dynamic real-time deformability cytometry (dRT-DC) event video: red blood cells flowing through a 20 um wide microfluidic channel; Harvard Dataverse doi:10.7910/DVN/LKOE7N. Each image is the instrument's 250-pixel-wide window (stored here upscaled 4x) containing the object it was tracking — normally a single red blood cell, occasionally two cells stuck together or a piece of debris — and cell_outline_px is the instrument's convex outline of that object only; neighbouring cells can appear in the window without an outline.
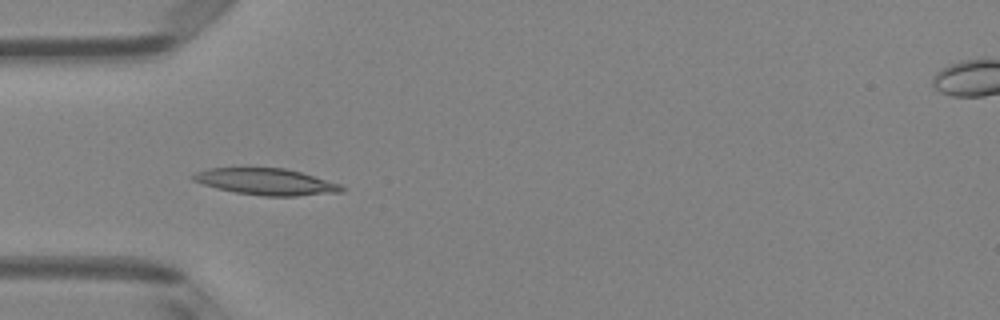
{"species": "Egyptian fruit bat (a non-hibernating species)", "species_latin": "Rousettus aegyptiacus", "temperature_condition": "room temperature", "stored_images_in_passage": 37, "camera_frame_rate_fps": 3000, "um_per_image_px": 0.085, "animal": {"sex": "female"}, "frame": {"image": 1, "passage_image": 2, "time_ms": 0.333, "image_size_px": [1000, 320], "cell_outline_px": [[344, 192], [296, 196], [264, 196], [236, 192], [216, 188], [192, 180], [188, 176], [196, 172], [208, 168], [284, 168], [300, 172], [340, 184], [344, 188]], "centroid_in_image_um": [22.59, 15.45], "position_along_channel_um": 62.4, "area_um2": 22.83}}
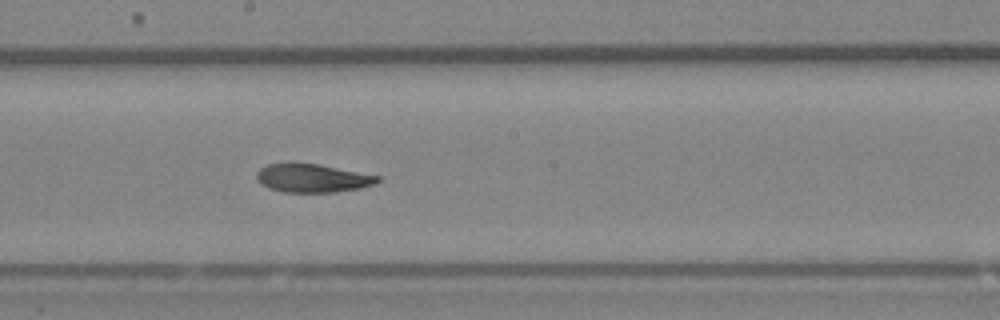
{"frame": {"image": 2, "passage_image": 14, "time_ms": 4.333, "image_size_px": [1000, 320], "cell_outline_px": [[380, 180], [376, 184], [360, 188], [336, 192], [284, 192], [268, 188], [260, 184], [256, 180], [256, 172], [260, 168], [268, 164], [288, 160], [292, 160], [320, 164], [380, 176]], "centroid_in_image_um": [26.5, 15.1], "position_along_channel_um": 221.7, "area_um2": 20.81}}
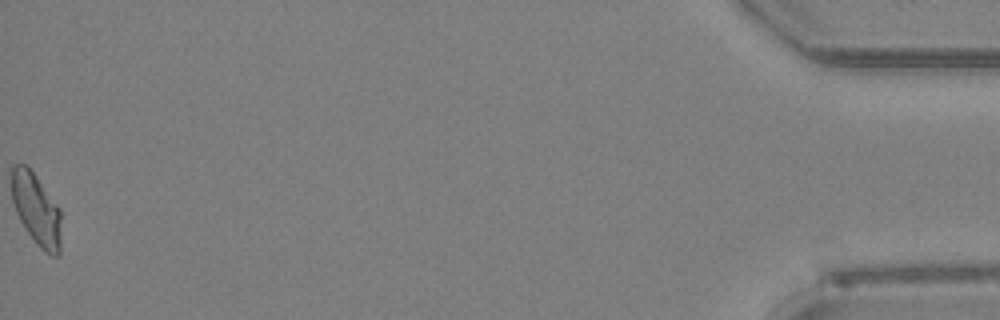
{"frame": {"image": 3, "passage_image": 37, "time_ms": 12.0, "image_size_px": [1000, 320], "cell_outline_px": [[60, 252], [56, 256], [52, 256], [44, 252], [36, 244], [20, 220], [16, 212], [12, 200], [12, 164], [24, 164], [36, 176], [60, 208]], "centroid_in_image_um": [3.09, 17.81], "position_along_channel_um": 432.1, "area_um2": 20.52}, "authors_computed_cell_mechanics": {"area_um2": 21.0392, "velocity_mm_per_s": 4.0364, "shape_relaxation_time_tau1_ms": null, "shape_relaxation_time_tau2_ms": 4.8502, "deformation_change_tau1": null, "deformation_change_tau2": 0.1043}}